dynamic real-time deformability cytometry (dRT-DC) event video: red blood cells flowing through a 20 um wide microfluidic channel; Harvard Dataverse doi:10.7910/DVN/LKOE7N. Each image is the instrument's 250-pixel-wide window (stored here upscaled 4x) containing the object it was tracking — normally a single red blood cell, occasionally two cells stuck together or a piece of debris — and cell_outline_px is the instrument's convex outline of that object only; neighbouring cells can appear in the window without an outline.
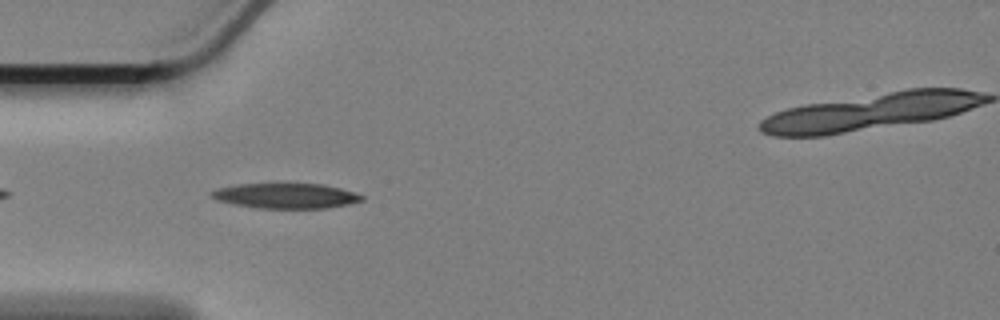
{"species": "Egyptian fruit bat (a non-hibernating species)", "species_latin": "Rousettus aegyptiacus", "temperature_condition": "cold", "stored_images_in_passage": 13, "camera_frame_rate_fps": 3000, "um_per_image_px": 0.085, "animal": {"sex": "female"}, "frame": {"image": 1, "passage_image": 3, "time_ms": 0.667, "image_size_px": [1000, 320], "cell_outline_px": [[364, 200], [348, 204], [328, 208], [256, 208], [232, 204], [216, 200], [208, 196], [208, 192], [216, 188], [236, 184], [324, 184], [356, 192], [364, 196]], "centroid_in_image_um": [24.25, 16.64], "position_along_channel_um": 60.8, "area_um2": 22.31}}
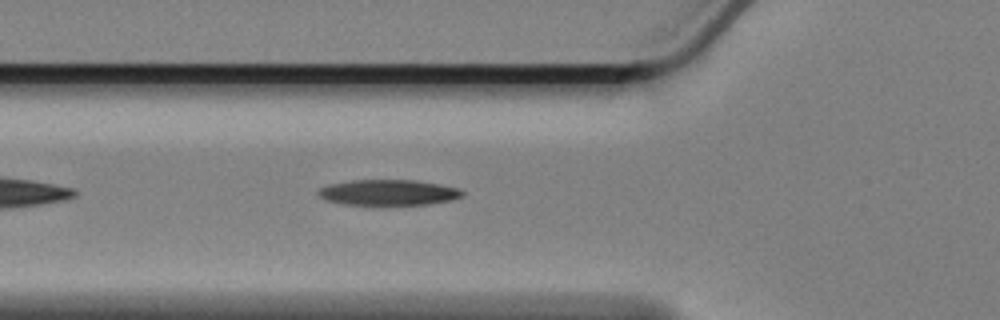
{"frame": {"image": 2, "passage_image": 6, "time_ms": 1.667, "image_size_px": [1000, 320], "cell_outline_px": [[464, 196], [452, 200], [428, 204], [380, 208], [340, 204], [324, 200], [316, 192], [320, 188], [328, 184], [348, 180], [416, 180], [440, 184], [460, 188], [464, 192]], "centroid_in_image_um": [32.98, 16.41], "position_along_channel_um": 92.8, "area_um2": 22.95}}
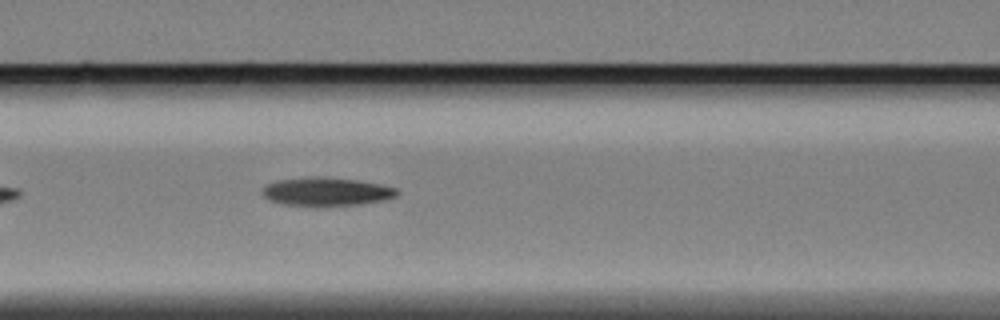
{"frame": {"image": 3, "passage_image": 10, "time_ms": 3.0, "image_size_px": [1000, 320], "cell_outline_px": [[400, 192], [396, 196], [384, 200], [360, 204], [316, 208], [312, 208], [280, 204], [268, 200], [260, 192], [268, 184], [280, 180], [308, 176], [324, 176], [360, 180], [380, 184], [396, 188]], "centroid_in_image_um": [27.72, 16.31], "position_along_channel_um": 138.9, "area_um2": 23.18}}